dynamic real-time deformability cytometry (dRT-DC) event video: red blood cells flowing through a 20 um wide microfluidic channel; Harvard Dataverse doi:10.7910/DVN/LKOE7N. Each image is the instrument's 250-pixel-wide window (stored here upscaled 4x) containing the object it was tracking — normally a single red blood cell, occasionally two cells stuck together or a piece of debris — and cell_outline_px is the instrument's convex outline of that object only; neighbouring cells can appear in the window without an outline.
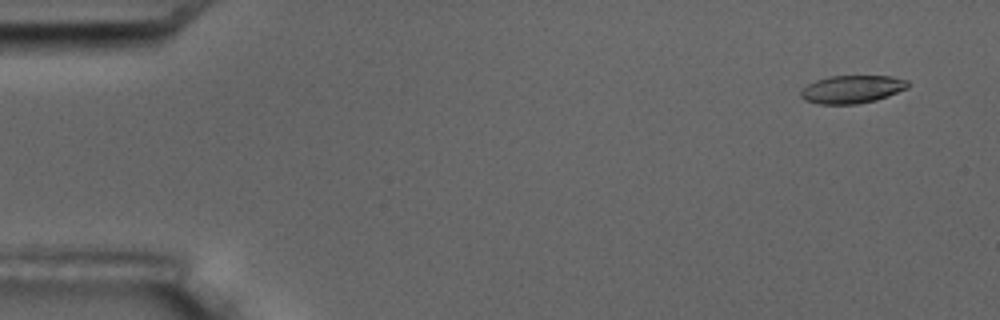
{"species": "common noctule bat (a hibernating species)", "species_latin": "Nyctalus noctula", "temperature_condition": "room temperature", "stored_images_in_passage": 4, "camera_frame_rate_fps": 3000, "um_per_image_px": 0.085, "animal": {"sex": "male", "body_mass_g": 17.5, "forearm_length_mm": 52.3}, "frame": {"image": 1, "passage_image": 1, "time_ms": 0.0, "image_size_px": [1000, 320], "cell_outline_px": [[908, 88], [888, 96], [876, 100], [856, 104], [816, 104], [804, 100], [800, 96], [800, 92], [808, 84], [816, 80], [828, 76], [892, 76], [908, 80]], "centroid_in_image_um": [72.41, 7.59], "position_along_channel_um": 12.6, "area_um2": 17.51}}
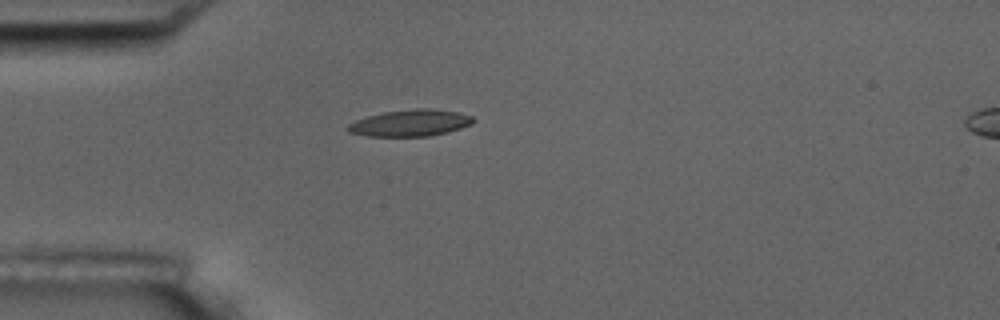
{"frame": {"image": 2, "passage_image": 4, "time_ms": 4.0, "image_size_px": [1000, 320], "cell_outline_px": [[476, 120], [472, 124], [448, 132], [428, 136], [368, 136], [348, 132], [344, 128], [348, 124], [356, 120], [368, 116], [384, 112], [416, 108], [428, 108], [460, 112], [472, 116]], "centroid_in_image_um": [34.88, 10.45], "position_along_channel_um": 50.1, "area_um2": 19.54}}